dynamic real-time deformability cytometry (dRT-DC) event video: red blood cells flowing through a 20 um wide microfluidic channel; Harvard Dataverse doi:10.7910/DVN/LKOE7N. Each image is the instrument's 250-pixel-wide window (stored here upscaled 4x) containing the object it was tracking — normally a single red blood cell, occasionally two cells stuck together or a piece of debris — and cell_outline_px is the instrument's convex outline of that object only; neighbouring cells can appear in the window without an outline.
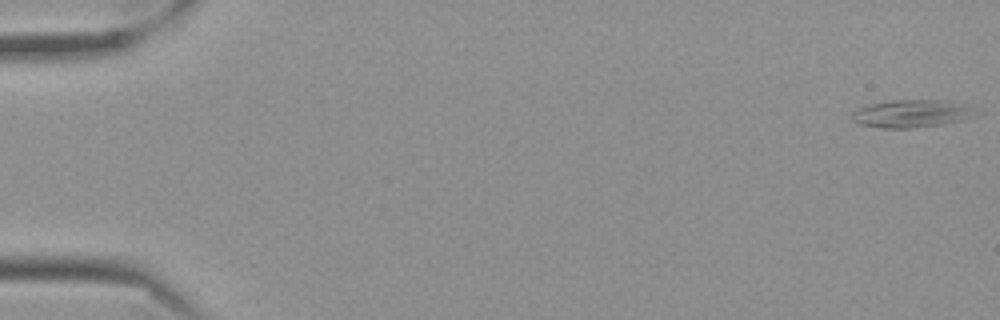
{"species": "Egyptian fruit bat (a non-hibernating species)", "species_latin": "Rousettus aegyptiacus", "temperature_condition": "cold", "stored_images_in_passage": 58, "camera_frame_rate_fps": 3000, "um_per_image_px": 0.085, "frame": {"image": 1, "passage_image": 1, "time_ms": 0.0, "image_size_px": [1000, 320], "cell_outline_px": [[976, 116], [964, 120], [940, 124], [912, 128], [880, 128], [860, 124], [852, 120], [852, 112], [856, 108], [868, 104], [892, 100], [952, 100], [964, 104]], "centroid_in_image_um": [77.42, 9.65], "position_along_channel_um": 7.6, "area_um2": 19.94}}
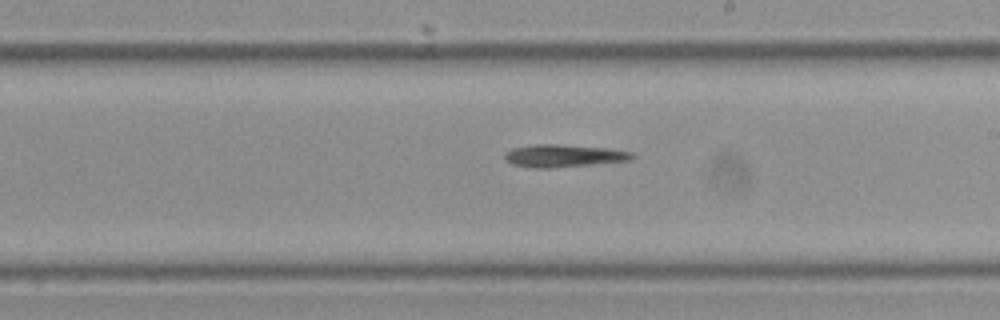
{"frame": {"image": 2, "passage_image": 34, "time_ms": 11.0, "image_size_px": [1000, 320], "cell_outline_px": [[636, 156], [632, 160], [592, 164], [548, 168], [532, 168], [512, 164], [504, 160], [504, 152], [512, 148], [532, 144], [556, 144], [608, 148], [632, 152]], "centroid_in_image_um": [47.87, 13.24], "position_along_channel_um": 241.1, "area_um2": 16.88}}
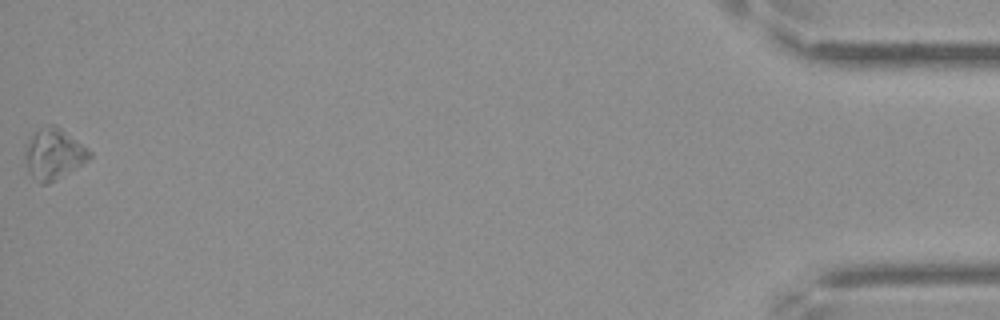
{"frame": {"image": 3, "passage_image": 58, "time_ms": 19.0, "image_size_px": [1000, 320], "cell_outline_px": [[92, 156], [88, 160], [48, 184], [40, 184], [32, 176], [28, 168], [24, 152], [32, 136], [40, 128], [48, 124], [52, 124], [60, 128], [92, 152]], "centroid_in_image_um": [4.57, 13.09], "position_along_channel_um": 430.6, "area_um2": 18.44}, "authors_computed_cell_mechanics": {"area_um2": 16.9932, "velocity_mm_per_s": 3.5318, "shape_relaxation_time_tau1_ms": 4.4736, "shape_relaxation_time_tau2_ms": null, "deformation_change_tau1": 0.1114, "deformation_change_tau2": null}}